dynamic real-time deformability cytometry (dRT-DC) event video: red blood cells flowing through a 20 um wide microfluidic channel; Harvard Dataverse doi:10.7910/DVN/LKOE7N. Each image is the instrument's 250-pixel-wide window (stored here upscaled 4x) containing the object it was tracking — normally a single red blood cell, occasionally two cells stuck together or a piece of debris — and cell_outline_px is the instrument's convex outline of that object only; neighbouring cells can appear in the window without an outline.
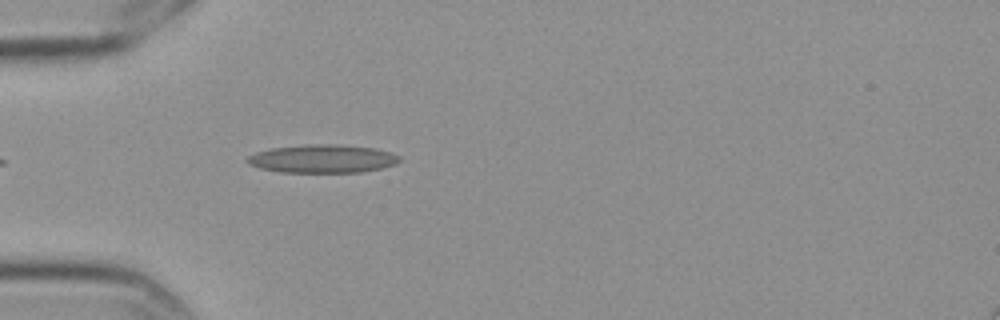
{"species": "Egyptian fruit bat (a non-hibernating species)", "species_latin": "Rousettus aegyptiacus", "temperature_condition": "cold", "stored_images_in_passage": 5, "camera_frame_rate_fps": 3000, "um_per_image_px": 0.085, "frame": {"image": 1, "passage_image": 5, "time_ms": 1.333, "image_size_px": [1000, 320], "cell_outline_px": [[400, 160], [396, 164], [380, 168], [360, 172], [280, 172], [260, 168], [248, 164], [244, 160], [248, 156], [256, 152], [272, 148], [308, 144], [332, 144], [376, 148], [392, 152], [400, 156]], "centroid_in_image_um": [27.41, 13.49], "position_along_channel_um": 57.6, "area_um2": 25.09}}